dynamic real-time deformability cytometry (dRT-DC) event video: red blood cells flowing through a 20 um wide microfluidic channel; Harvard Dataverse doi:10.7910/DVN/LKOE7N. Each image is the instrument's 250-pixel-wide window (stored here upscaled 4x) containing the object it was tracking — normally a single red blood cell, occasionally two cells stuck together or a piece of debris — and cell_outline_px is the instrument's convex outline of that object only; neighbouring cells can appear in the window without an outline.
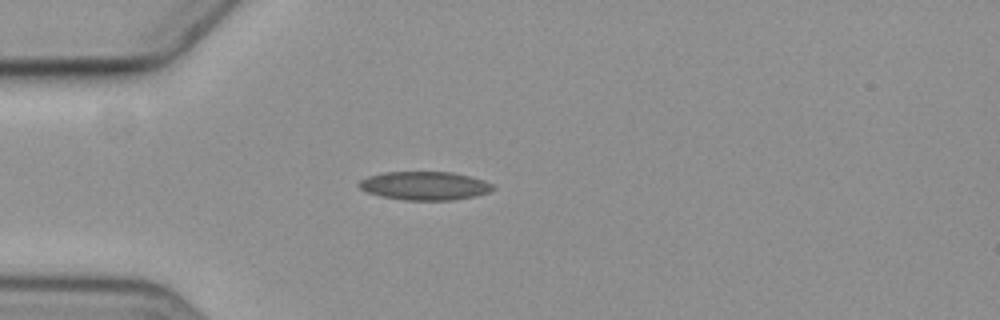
{"species": "common noctule bat (a hibernating species)", "species_latin": "Nyctalus noctula", "temperature_condition": "cold", "stored_images_in_passage": 1, "camera_frame_rate_fps": 3000, "um_per_image_px": 0.085, "animal": {"sex": "female", "body_mass_g": 19.3, "forearm_length_mm": 54.1}, "frame": {"image": 1, "passage_image": 1, "time_ms": 0.0, "image_size_px": [1000, 320], "cell_outline_px": [[496, 188], [488, 192], [472, 196], [452, 200], [404, 200], [380, 196], [368, 192], [360, 188], [356, 184], [360, 180], [368, 176], [384, 172], [452, 172], [484, 180], [492, 184]], "centroid_in_image_um": [36.07, 15.78], "position_along_channel_um": 48.9, "area_um2": 22.14}}